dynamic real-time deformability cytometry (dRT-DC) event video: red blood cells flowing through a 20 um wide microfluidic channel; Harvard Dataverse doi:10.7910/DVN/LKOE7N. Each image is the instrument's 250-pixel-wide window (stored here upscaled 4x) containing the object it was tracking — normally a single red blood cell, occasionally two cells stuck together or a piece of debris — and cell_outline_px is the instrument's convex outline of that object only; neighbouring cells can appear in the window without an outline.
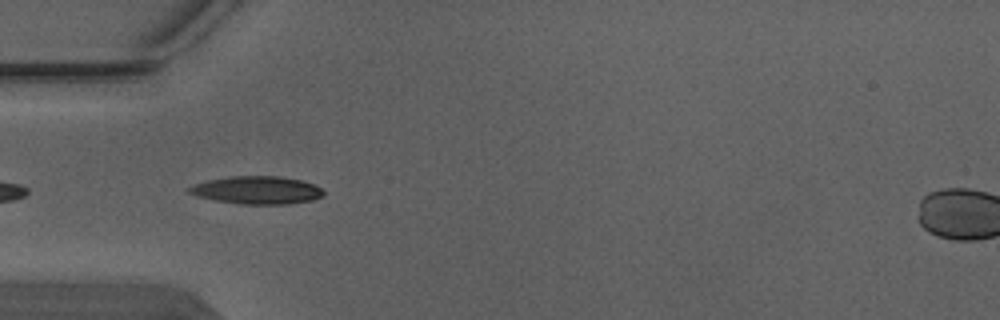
{"species": "Egyptian fruit bat (a non-hibernating species)", "species_latin": "Rousettus aegyptiacus", "temperature_condition": "warm", "stored_images_in_passage": 7, "camera_frame_rate_fps": 3000, "um_per_image_px": 0.085, "animal": {"sex": "male"}, "frame": {"image": 1, "passage_image": 5, "time_ms": 1.333, "image_size_px": [1000, 320], "cell_outline_px": [[324, 196], [312, 200], [288, 204], [240, 204], [212, 200], [196, 196], [188, 192], [188, 188], [196, 184], [208, 180], [232, 176], [280, 176], [300, 180], [316, 184], [324, 192]], "centroid_in_image_um": [21.86, 16.17], "position_along_channel_um": 63.1, "area_um2": 21.85}}
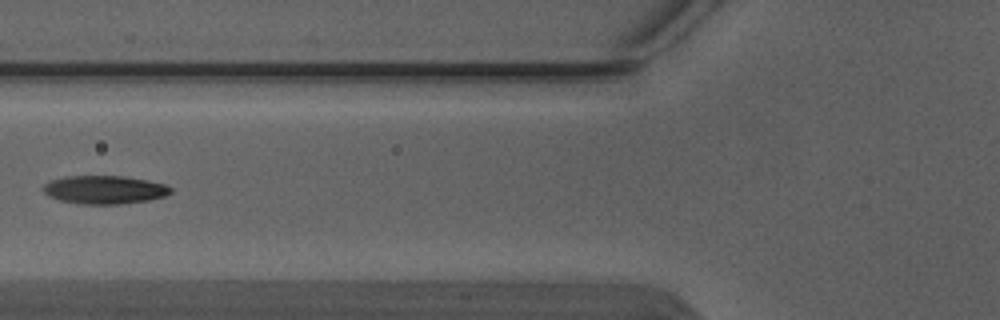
{"frame": {"image": 2, "passage_image": 6, "time_ms": 1.667, "image_size_px": [1000, 320], "cell_outline_px": [[172, 192], [164, 196], [148, 200], [120, 204], [80, 204], [60, 200], [48, 196], [44, 192], [44, 184], [48, 180], [64, 176], [124, 176], [148, 180], [164, 184], [172, 188]], "centroid_in_image_um": [8.86, 16.12], "position_along_channel_um": 116.9, "area_um2": 21.1}}